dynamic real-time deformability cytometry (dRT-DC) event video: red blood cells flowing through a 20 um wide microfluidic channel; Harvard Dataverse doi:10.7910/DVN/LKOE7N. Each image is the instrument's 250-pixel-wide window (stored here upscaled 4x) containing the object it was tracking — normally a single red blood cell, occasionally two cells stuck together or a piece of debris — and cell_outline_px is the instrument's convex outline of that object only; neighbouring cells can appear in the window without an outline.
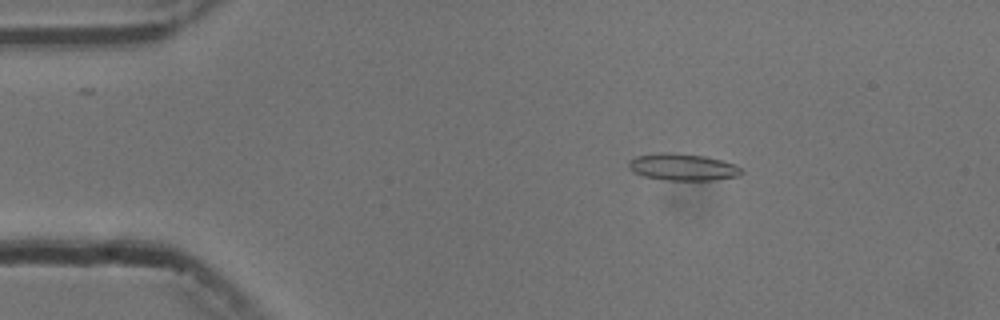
{"species": "common noctule bat (a hibernating species)", "species_latin": "Nyctalus noctula", "temperature_condition": "cold", "stored_images_in_passage": 54, "camera_frame_rate_fps": 3000, "um_per_image_px": 0.085, "animal": {"sex": "male", "body_mass_g": 13.3}, "frame": {"image": 1, "passage_image": 9, "time_ms": 2.667, "image_size_px": [1000, 320], "cell_outline_px": [[744, 172], [740, 176], [712, 180], [664, 180], [644, 176], [632, 172], [628, 168], [628, 160], [636, 156], [660, 152], [672, 152], [704, 156], [724, 160], [736, 164]], "centroid_in_image_um": [58.03, 14.19], "position_along_channel_um": 27.0, "area_um2": 17.98}}
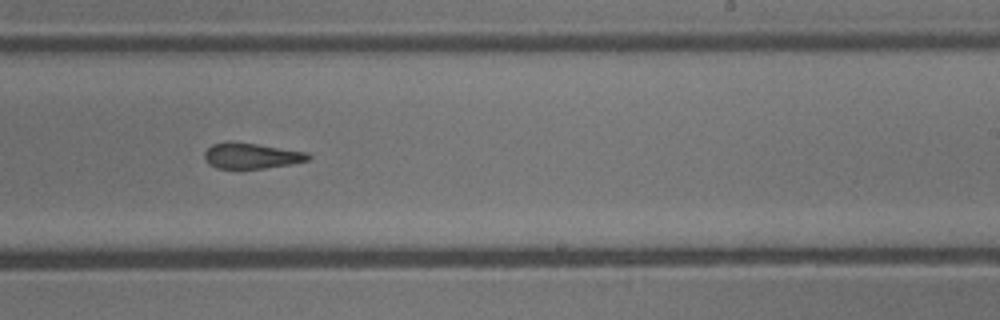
{"frame": {"image": 2, "passage_image": 33, "time_ms": 10.667, "image_size_px": [1000, 320], "cell_outline_px": [[312, 156], [308, 160], [288, 164], [264, 168], [216, 168], [208, 164], [204, 160], [204, 152], [212, 144], [228, 140], [232, 140], [308, 152]], "centroid_in_image_um": [21.32, 13.22], "position_along_channel_um": 267.7, "area_um2": 15.66}}
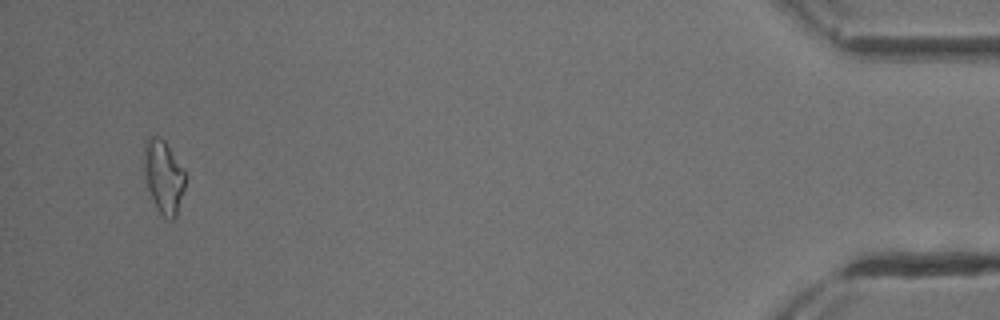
{"frame": {"image": 3, "passage_image": 52, "time_ms": 17.0, "image_size_px": [1000, 320], "cell_outline_px": [[184, 188], [176, 216], [172, 220], [168, 220], [156, 208], [144, 180], [144, 140], [148, 136], [160, 136], [164, 140], [184, 168]], "centroid_in_image_um": [13.87, 14.98], "position_along_channel_um": 421.3, "area_um2": 17.69}, "authors_computed_cell_mechanics": {"area_um2": 16.762, "velocity_mm_per_s": 3.7576, "shape_relaxation_time_tau1_ms": 3.9709, "shape_relaxation_time_tau2_ms": 2.1423, "deformation_change_tau1": 0.1605, "deformation_change_tau2": 0.129}}